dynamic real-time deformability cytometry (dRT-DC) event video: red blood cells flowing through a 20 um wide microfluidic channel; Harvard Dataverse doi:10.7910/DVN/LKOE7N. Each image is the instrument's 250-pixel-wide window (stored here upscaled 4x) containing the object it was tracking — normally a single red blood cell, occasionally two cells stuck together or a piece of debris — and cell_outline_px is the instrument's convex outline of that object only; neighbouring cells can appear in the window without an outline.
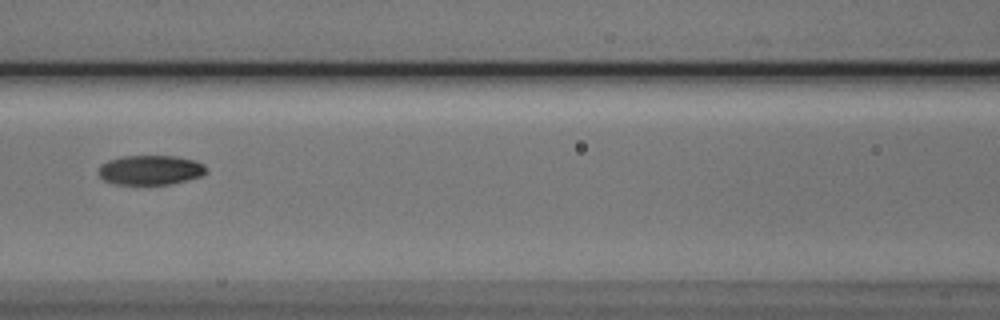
{"species": "Egyptian fruit bat (a non-hibernating species)", "species_latin": "Rousettus aegyptiacus", "temperature_condition": "cold", "stored_images_in_passage": 4, "camera_frame_rate_fps": 3000, "um_per_image_px": 0.085, "animal": {"sex": "male"}, "frame": {"image": 1, "passage_image": 4, "time_ms": 3.667, "image_size_px": [1000, 320], "cell_outline_px": [[208, 172], [200, 176], [168, 184], [116, 184], [104, 180], [96, 172], [100, 164], [108, 160], [120, 156], [176, 156], [196, 160], [204, 164]], "centroid_in_image_um": [12.75, 14.43], "position_along_channel_um": 153.8, "area_um2": 18.67}}